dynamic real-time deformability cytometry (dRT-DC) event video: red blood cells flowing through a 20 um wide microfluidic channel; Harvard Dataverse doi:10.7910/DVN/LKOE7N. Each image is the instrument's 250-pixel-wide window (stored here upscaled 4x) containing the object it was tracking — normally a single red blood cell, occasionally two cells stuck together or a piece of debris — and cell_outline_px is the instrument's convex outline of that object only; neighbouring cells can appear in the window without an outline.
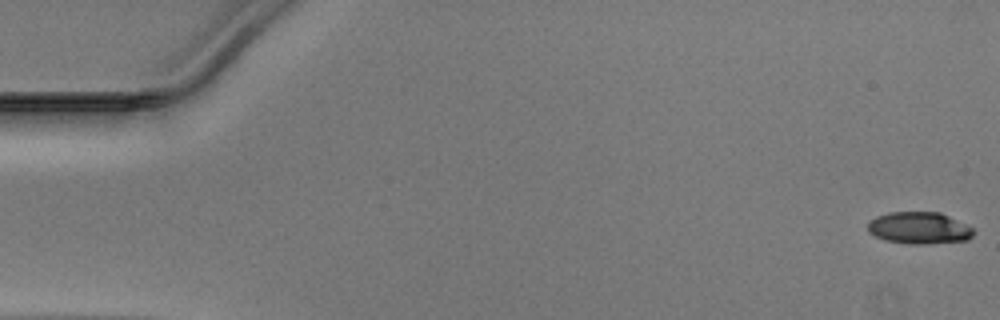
{"species": "Egyptian fruit bat (a non-hibernating species)", "species_latin": "Rousettus aegyptiacus", "temperature_condition": "warm", "stored_images_in_passage": 50, "camera_frame_rate_fps": 3000, "um_per_image_px": 0.085, "animal": {"sex": "male"}, "frame": {"image": 1, "passage_image": 1, "time_ms": 0.0, "image_size_px": [1000, 320], "cell_outline_px": [[972, 236], [968, 240], [924, 244], [908, 244], [884, 240], [868, 232], [868, 220], [876, 216], [888, 212], [940, 212], [972, 228]], "centroid_in_image_um": [78.07, 19.38], "position_along_channel_um": 6.9, "area_um2": 19.59}}
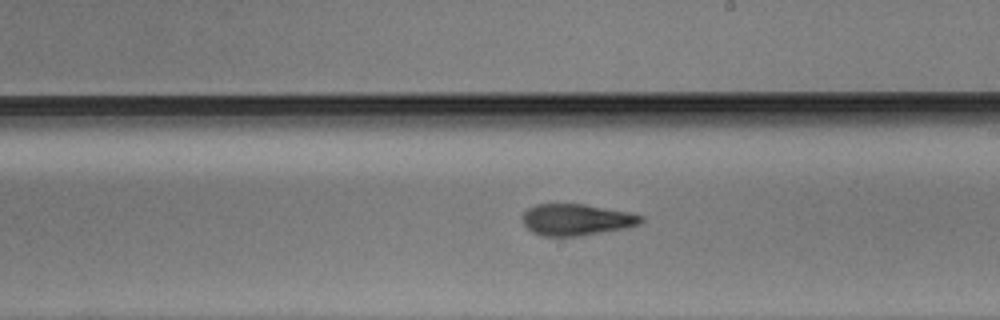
{"frame": {"image": 2, "passage_image": 29, "time_ms": 9.333, "image_size_px": [1000, 320], "cell_outline_px": [[644, 220], [640, 224], [628, 228], [580, 236], [544, 236], [532, 232], [524, 224], [524, 212], [528, 208], [536, 204], [584, 204], [628, 212], [644, 216]], "centroid_in_image_um": [49.04, 18.68], "position_along_channel_um": 240.0, "area_um2": 21.73}}
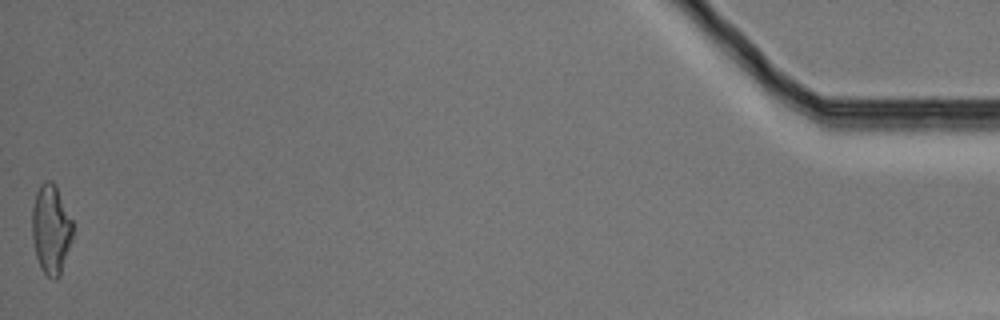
{"frame": {"image": 3, "passage_image": 50, "time_ms": 16.333, "image_size_px": [1000, 320], "cell_outline_px": [[72, 240], [60, 276], [56, 280], [52, 280], [40, 268], [36, 256], [32, 240], [32, 208], [36, 192], [40, 184], [44, 180], [52, 180], [56, 184], [72, 220]], "centroid_in_image_um": [4.33, 19.48], "position_along_channel_um": 430.9, "area_um2": 21.5}}